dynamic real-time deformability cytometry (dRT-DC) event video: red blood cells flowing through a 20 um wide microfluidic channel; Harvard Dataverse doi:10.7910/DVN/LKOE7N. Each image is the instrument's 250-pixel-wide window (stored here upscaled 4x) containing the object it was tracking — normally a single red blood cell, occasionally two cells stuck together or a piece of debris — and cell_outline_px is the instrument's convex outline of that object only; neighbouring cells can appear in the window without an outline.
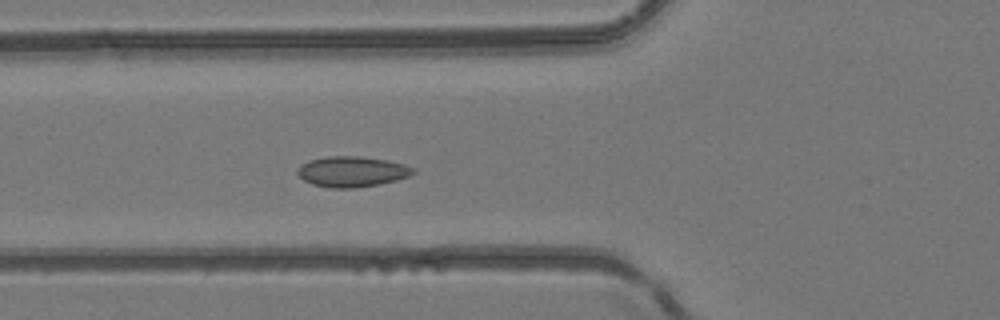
{"species": "common noctule bat (a hibernating species)", "species_latin": "Nyctalus noctula", "temperature_condition": "room temperature", "stored_images_in_passage": 39, "camera_frame_rate_fps": 3000, "um_per_image_px": 0.085, "animal": {"sex": "female", "body_mass_g": 24.6, "forearm_length_mm": 56.2}, "frame": {"image": 1, "passage_image": 7, "time_ms": 2.0, "image_size_px": [1000, 320], "cell_outline_px": [[416, 172], [408, 176], [396, 180], [380, 184], [356, 188], [332, 188], [312, 184], [304, 180], [296, 172], [296, 168], [300, 164], [308, 160], [328, 156], [360, 156], [388, 160], [404, 164], [416, 168]], "centroid_in_image_um": [29.91, 14.58], "position_along_channel_um": 95.9, "area_um2": 20.81}}
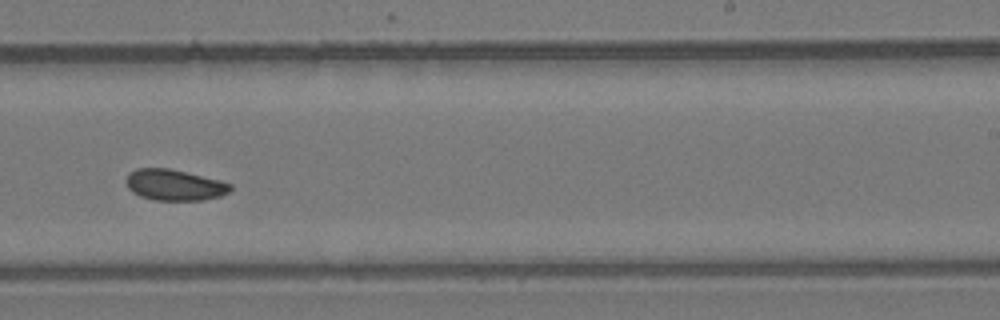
{"frame": {"image": 2, "passage_image": 20, "time_ms": 6.333, "image_size_px": [1000, 320], "cell_outline_px": [[232, 188], [228, 192], [220, 196], [204, 200], [152, 200], [140, 196], [132, 192], [128, 188], [124, 180], [128, 172], [136, 168], [168, 168], [220, 180], [232, 184]], "centroid_in_image_um": [14.78, 15.72], "position_along_channel_um": 274.2, "area_um2": 19.02}}
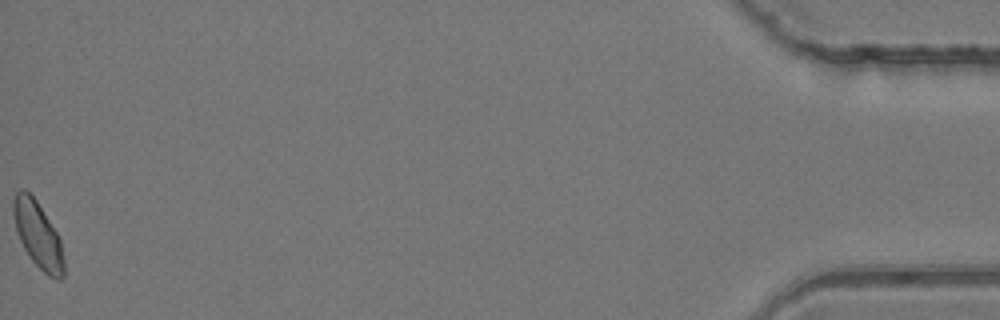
{"frame": {"image": 3, "passage_image": 39, "time_ms": 12.667, "image_size_px": [1000, 320], "cell_outline_px": [[64, 276], [60, 280], [56, 280], [48, 276], [32, 260], [24, 248], [20, 240], [16, 228], [12, 212], [12, 200], [16, 192], [20, 188], [24, 188], [36, 200], [56, 232], [60, 240], [64, 260]], "centroid_in_image_um": [3.21, 19.96], "position_along_channel_um": 432.0, "area_um2": 19.36}}